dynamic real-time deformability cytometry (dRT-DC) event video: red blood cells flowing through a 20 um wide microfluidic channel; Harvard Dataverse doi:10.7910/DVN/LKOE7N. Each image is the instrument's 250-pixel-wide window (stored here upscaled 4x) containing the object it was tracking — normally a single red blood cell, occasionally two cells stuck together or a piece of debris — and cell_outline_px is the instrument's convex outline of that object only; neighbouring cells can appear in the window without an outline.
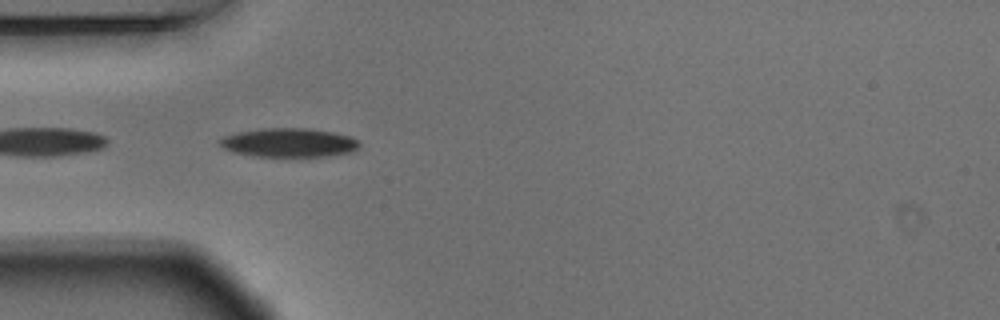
{"species": "Egyptian fruit bat (a non-hibernating species)", "species_latin": "Rousettus aegyptiacus", "temperature_condition": "warm", "stored_images_in_passage": 7, "camera_frame_rate_fps": 3000, "um_per_image_px": 0.085, "animal": {"sex": "male"}, "frame": {"image": 1, "passage_image": 1, "time_ms": 0.0, "image_size_px": [1000, 320], "cell_outline_px": [[360, 144], [352, 152], [328, 156], [256, 156], [232, 152], [224, 148], [220, 144], [220, 140], [224, 136], [236, 132], [260, 128], [308, 128], [332, 132], [348, 136], [356, 140]], "centroid_in_image_um": [24.53, 12.12], "position_along_channel_um": 60.5, "area_um2": 23.35}}
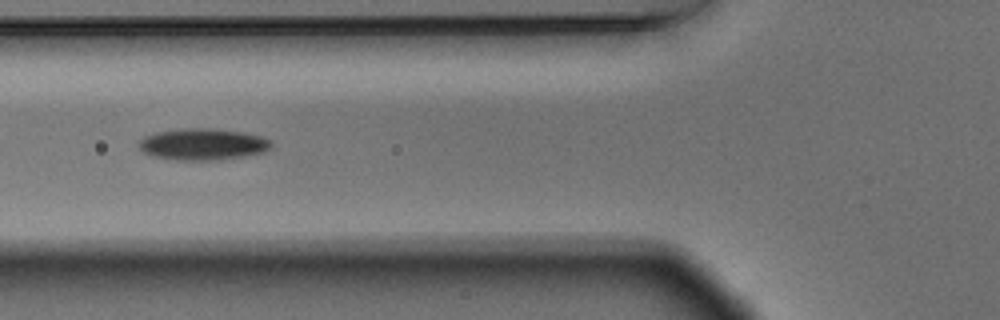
{"frame": {"image": 2, "passage_image": 5, "time_ms": 1.333, "image_size_px": [1000, 320], "cell_outline_px": [[272, 148], [268, 152], [220, 160], [176, 160], [152, 156], [144, 152], [140, 148], [140, 140], [144, 136], [156, 132], [184, 128], [216, 128], [244, 132], [264, 136], [272, 140]], "centroid_in_image_um": [17.33, 12.26], "position_along_channel_um": 108.5, "area_um2": 24.8}}